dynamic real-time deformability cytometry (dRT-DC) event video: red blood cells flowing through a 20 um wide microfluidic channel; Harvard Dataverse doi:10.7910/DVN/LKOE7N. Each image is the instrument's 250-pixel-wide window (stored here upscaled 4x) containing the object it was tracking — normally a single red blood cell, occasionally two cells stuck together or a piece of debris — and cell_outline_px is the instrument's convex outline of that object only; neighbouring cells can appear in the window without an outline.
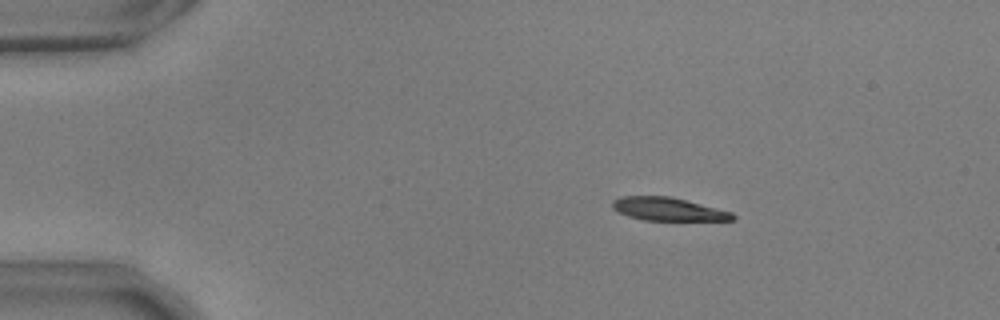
{"species": "common noctule bat (a hibernating species)", "species_latin": "Nyctalus noctula", "temperature_condition": "warm", "stored_images_in_passage": 25, "camera_frame_rate_fps": 3000, "um_per_image_px": 0.085, "animal": {"sex": "male", "body_mass_g": 17.9, "forearm_length_mm": 54.2}, "frame": {"image": 1, "passage_image": 1, "time_ms": 0.0, "image_size_px": [1000, 320], "cell_outline_px": [[736, 216], [732, 220], [644, 220], [628, 216], [612, 208], [612, 200], [620, 196], [668, 196], [732, 212]], "centroid_in_image_um": [56.74, 17.77], "position_along_channel_um": 28.3, "area_um2": 15.95}}
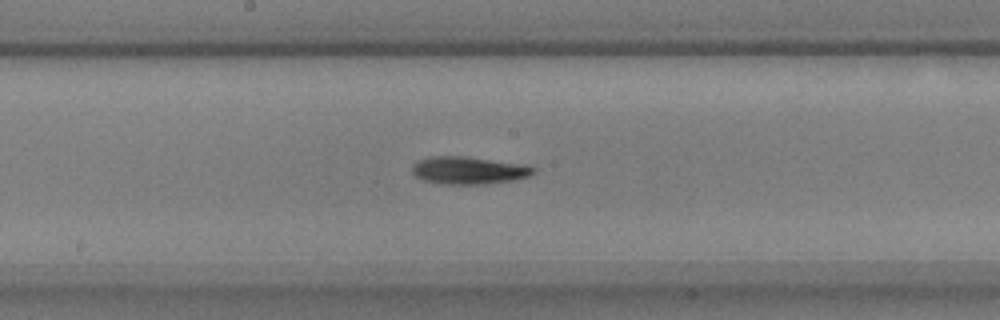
{"frame": {"image": 2, "passage_image": 21, "time_ms": 6.667, "image_size_px": [1000, 320], "cell_outline_px": [[536, 172], [528, 176], [512, 180], [484, 184], [440, 184], [424, 180], [416, 176], [412, 172], [412, 164], [428, 156], [464, 156], [528, 164], [536, 168]], "centroid_in_image_um": [39.86, 14.47], "position_along_channel_um": 208.3, "area_um2": 19.65}}
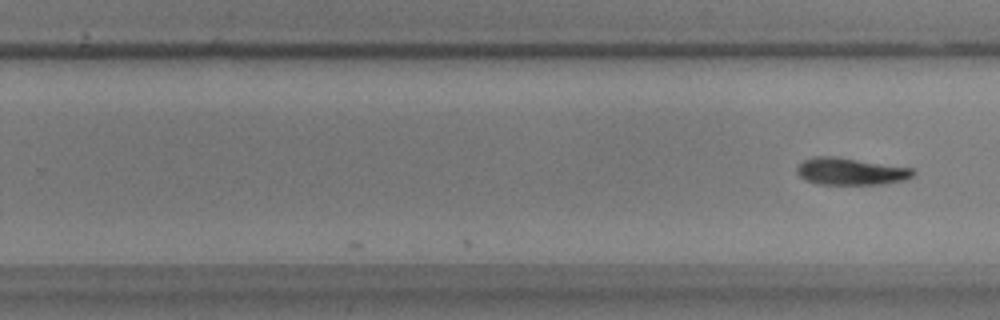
{"frame": {"image": 3, "passage_image": 25, "time_ms": 8.0, "image_size_px": [1000, 320], "cell_outline_px": [[916, 172], [912, 176], [904, 180], [880, 184], [820, 184], [804, 180], [796, 172], [796, 168], [804, 160], [812, 156], [836, 156], [912, 168]], "centroid_in_image_um": [72.28, 14.56], "position_along_channel_um": 257.5, "area_um2": 18.32}}